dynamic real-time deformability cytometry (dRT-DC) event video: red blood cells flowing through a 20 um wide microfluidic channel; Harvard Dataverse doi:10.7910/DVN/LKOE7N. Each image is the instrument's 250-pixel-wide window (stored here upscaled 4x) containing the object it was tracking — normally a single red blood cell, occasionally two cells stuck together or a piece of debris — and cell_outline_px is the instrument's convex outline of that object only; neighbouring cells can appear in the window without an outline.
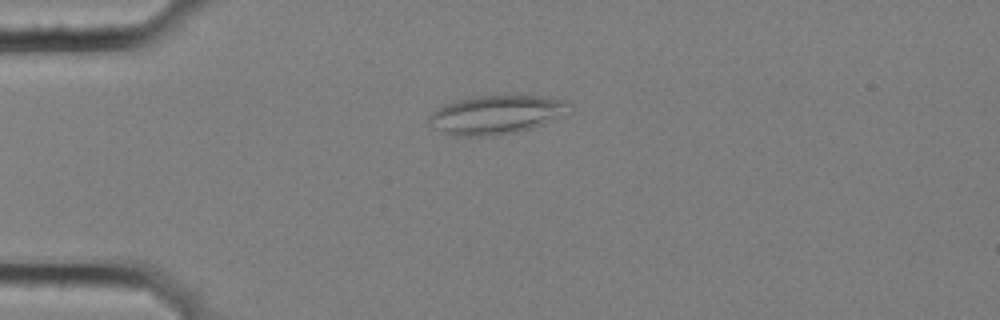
{"species": "common noctule bat (a hibernating species)", "species_latin": "Nyctalus noctula", "temperature_condition": "cold", "stored_images_in_passage": 5, "camera_frame_rate_fps": 3000, "um_per_image_px": 0.085, "animal": {"sex": "female", "body_mass_g": 25.1}, "frame": {"image": 1, "passage_image": 3, "time_ms": 0.667, "image_size_px": [1000, 320], "cell_outline_px": [[572, 112], [544, 124], [532, 128], [516, 132], [496, 136], [448, 136], [428, 124], [428, 116], [436, 108], [444, 104], [456, 100], [472, 96], [540, 96], [564, 100], [568, 104]], "centroid_in_image_um": [42.14, 9.77], "position_along_channel_um": 42.9, "area_um2": 32.14}}